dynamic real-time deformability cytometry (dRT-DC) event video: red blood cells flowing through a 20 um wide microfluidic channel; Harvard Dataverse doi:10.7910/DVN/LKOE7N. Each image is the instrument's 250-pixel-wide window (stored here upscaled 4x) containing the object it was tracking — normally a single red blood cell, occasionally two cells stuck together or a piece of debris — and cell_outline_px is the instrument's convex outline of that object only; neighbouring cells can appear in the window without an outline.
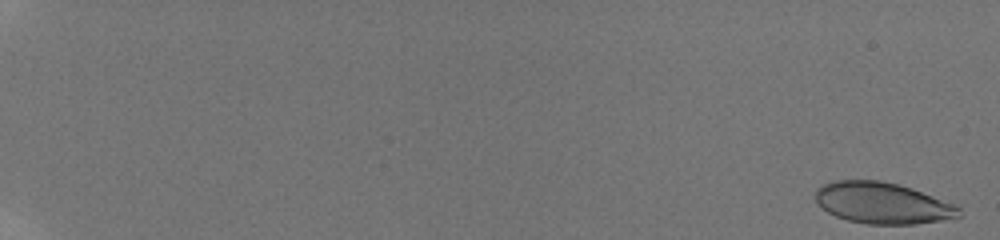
{"species": "human", "species_latin": "Homo sapiens", "temperature_condition": "room temperature", "stored_images_in_passage": 58, "camera_frame_rate_fps": 3000, "um_per_image_px": 0.085, "donor": {"sex": "male"}, "frame": {"image": 1, "passage_image": 2, "time_ms": 0.333, "image_size_px": [1000, 240], "cell_outline_px": [[960, 216], [940, 220], [916, 224], [868, 224], [848, 220], [836, 216], [828, 212], [816, 200], [816, 188], [824, 184], [836, 180], [880, 180], [912, 188], [952, 204], [960, 208]], "centroid_in_image_um": [74.98, 17.26], "position_along_channel_um": 10.0, "area_um2": 34.04}}
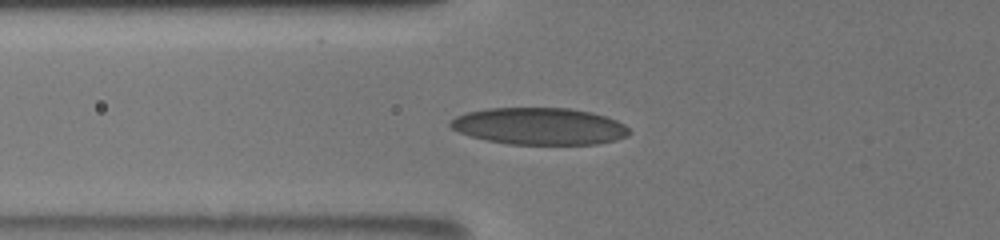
{"frame": {"image": 2, "passage_image": 26, "time_ms": 8.333, "image_size_px": [1000, 240], "cell_outline_px": [[632, 132], [628, 136], [616, 140], [596, 144], [508, 144], [468, 136], [452, 128], [448, 124], [456, 116], [468, 112], [488, 108], [568, 108], [592, 112], [616, 120], [624, 124]], "centroid_in_image_um": [45.87, 10.73], "position_along_channel_um": 79.9, "area_um2": 38.49}}
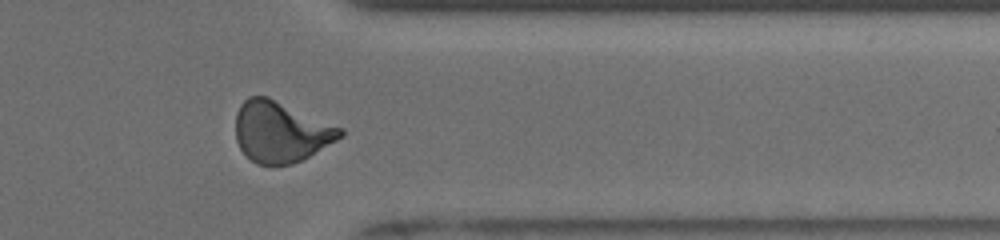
{"frame": {"image": 3, "passage_image": 50, "time_ms": 16.333, "image_size_px": [1000, 240], "cell_outline_px": [[344, 136], [308, 156], [292, 164], [256, 164], [240, 148], [236, 140], [236, 112], [240, 104], [248, 96], [268, 96], [344, 128]], "centroid_in_image_um": [23.87, 11.17], "position_along_channel_um": 387.5, "area_um2": 37.05}, "authors_computed_cell_mechanics": {"area_um2": 35.8938, "velocity_mm_per_s": 3.8951, "shape_relaxation_time_tau1_ms": null, "shape_relaxation_time_tau2_ms": 1.0006, "deformation_change_tau1": null, "deformation_change_tau2": 0.0778}}